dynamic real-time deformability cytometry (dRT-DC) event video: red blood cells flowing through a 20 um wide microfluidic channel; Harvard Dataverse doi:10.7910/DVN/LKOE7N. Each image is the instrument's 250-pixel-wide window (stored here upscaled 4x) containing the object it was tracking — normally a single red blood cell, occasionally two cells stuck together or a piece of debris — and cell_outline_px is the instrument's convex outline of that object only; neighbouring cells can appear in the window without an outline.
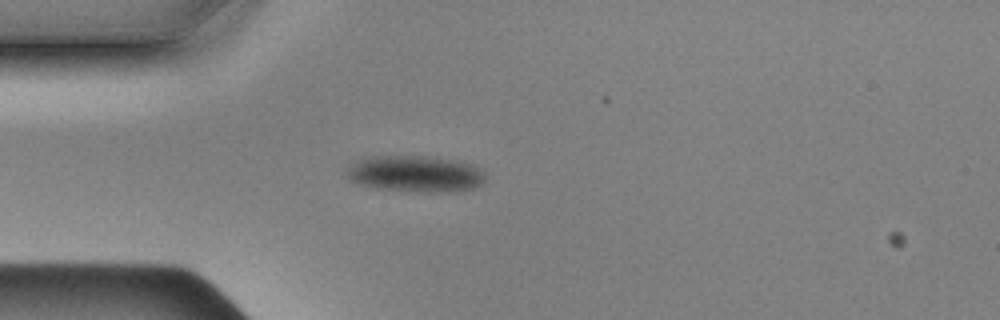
{"species": "Egyptian fruit bat (a non-hibernating species)", "species_latin": "Rousettus aegyptiacus", "temperature_condition": "cold", "stored_images_in_passage": 2, "camera_frame_rate_fps": 3000, "um_per_image_px": 0.085, "animal": {"sex": "male"}, "frame": {"image": 1, "passage_image": 1, "time_ms": 0.0, "image_size_px": [1000, 320], "cell_outline_px": [[484, 180], [476, 188], [456, 192], [428, 192], [376, 188], [360, 184], [352, 180], [348, 176], [348, 168], [352, 164], [360, 160], [372, 156], [424, 156], [460, 160], [472, 164], [480, 168], [484, 172]], "centroid_in_image_um": [35.39, 14.77], "position_along_channel_um": 49.6, "area_um2": 29.36}}